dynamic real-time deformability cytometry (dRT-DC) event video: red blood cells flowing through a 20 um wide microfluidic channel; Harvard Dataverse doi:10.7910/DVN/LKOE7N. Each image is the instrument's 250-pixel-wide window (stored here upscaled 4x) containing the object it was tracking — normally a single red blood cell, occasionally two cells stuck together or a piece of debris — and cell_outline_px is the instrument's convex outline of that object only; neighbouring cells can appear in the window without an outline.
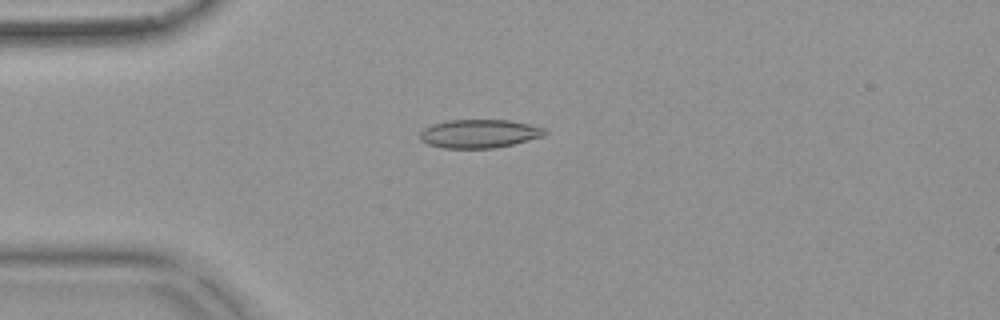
{"species": "common noctule bat (a hibernating species)", "species_latin": "Nyctalus noctula", "temperature_condition": "warm", "stored_images_in_passage": 50, "camera_frame_rate_fps": 3000, "um_per_image_px": 0.085, "animal": {"sex": "female", "body_mass_g": 18.4}, "frame": {"image": 1, "passage_image": 10, "time_ms": 3.0, "image_size_px": [1000, 320], "cell_outline_px": [[548, 132], [544, 136], [496, 148], [444, 148], [428, 144], [420, 140], [420, 132], [424, 128], [432, 124], [448, 120], [508, 120], [528, 124], [544, 128]], "centroid_in_image_um": [40.72, 11.36], "position_along_channel_um": 44.3, "area_um2": 20.69}}
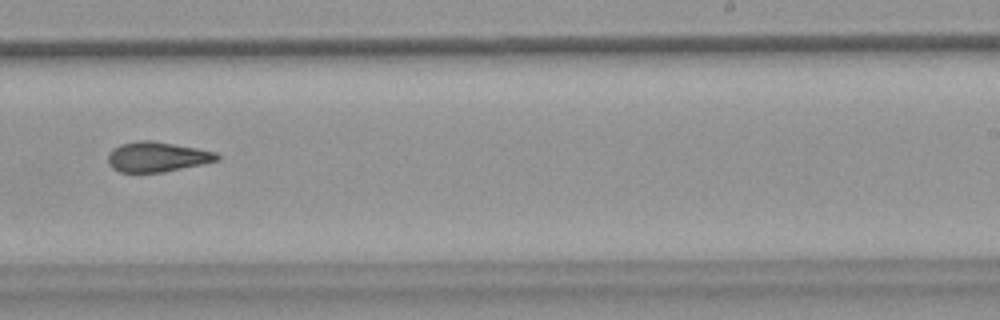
{"frame": {"image": 2, "passage_image": 30, "time_ms": 9.667, "image_size_px": [1000, 320], "cell_outline_px": [[220, 160], [204, 164], [164, 172], [120, 172], [112, 168], [108, 164], [108, 152], [112, 148], [120, 144], [140, 140], [152, 140], [196, 148], [216, 152], [220, 156]], "centroid_in_image_um": [13.35, 13.33], "position_along_channel_um": 275.7, "area_um2": 19.25}}
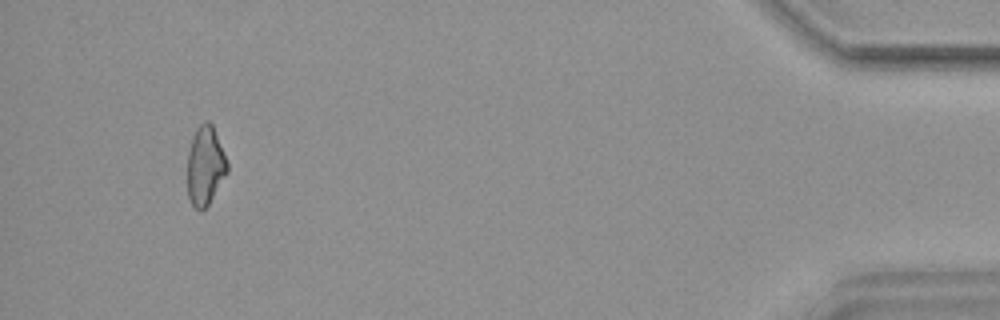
{"frame": {"image": 3, "passage_image": 47, "time_ms": 15.333, "image_size_px": [1000, 320], "cell_outline_px": [[228, 172], [208, 204], [200, 212], [192, 204], [188, 196], [188, 152], [192, 136], [196, 128], [204, 120], [208, 120], [212, 124], [228, 164]], "centroid_in_image_um": [17.44, 14.07], "position_along_channel_um": 417.8, "area_um2": 18.21}, "authors_computed_cell_mechanics": {"area_um2": 19.4208, "velocity_mm_per_s": 3.7704, "shape_relaxation_time_tau1_ms": null, "shape_relaxation_time_tau2_ms": 2.219, "deformation_change_tau1": null, "deformation_change_tau2": 0.0944}}